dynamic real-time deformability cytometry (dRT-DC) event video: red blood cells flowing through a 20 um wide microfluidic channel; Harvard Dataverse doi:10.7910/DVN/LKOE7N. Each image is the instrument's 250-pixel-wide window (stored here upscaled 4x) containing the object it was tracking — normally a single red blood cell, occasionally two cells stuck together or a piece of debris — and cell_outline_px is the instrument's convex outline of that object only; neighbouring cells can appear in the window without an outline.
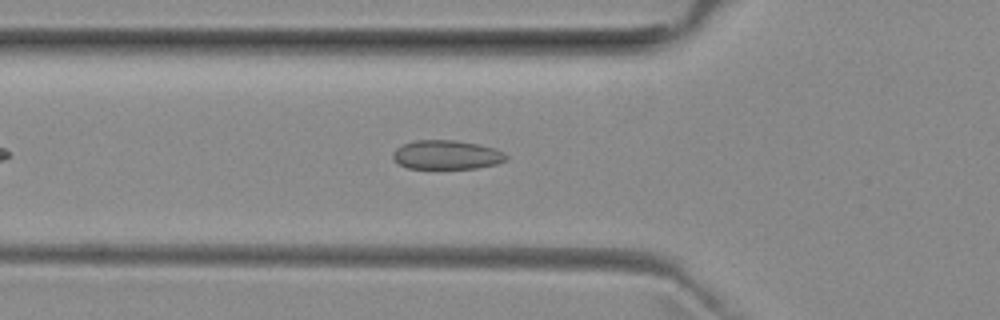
{"species": "common noctule bat (a hibernating species)", "species_latin": "Nyctalus noctula", "temperature_condition": "room temperature", "stored_images_in_passage": 38, "camera_frame_rate_fps": 3000, "um_per_image_px": 0.085, "animal": {"sex": "female", "body_mass_g": 29.2, "forearm_length_mm": 56.3}, "frame": {"image": 1, "passage_image": 8, "time_ms": 2.333, "image_size_px": [1000, 320], "cell_outline_px": [[508, 160], [496, 164], [476, 168], [408, 168], [392, 160], [392, 152], [396, 148], [404, 144], [416, 140], [456, 140], [496, 148], [504, 152], [508, 156]], "centroid_in_image_um": [37.97, 13.16], "position_along_channel_um": 87.8, "area_um2": 19.25}}
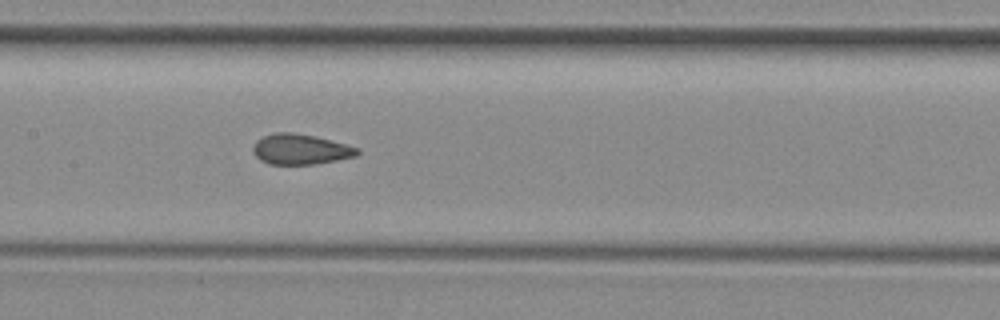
{"frame": {"image": 2, "passage_image": 15, "time_ms": 4.667, "image_size_px": [1000, 320], "cell_outline_px": [[360, 152], [356, 156], [316, 164], [268, 164], [260, 160], [252, 152], [252, 148], [256, 140], [264, 136], [276, 132], [292, 132], [312, 136], [360, 148]], "centroid_in_image_um": [25.51, 12.7], "position_along_channel_um": 181.9, "area_um2": 18.32}}
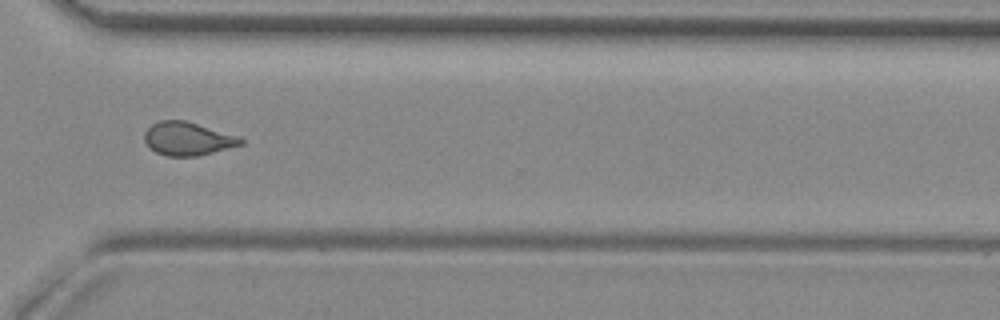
{"frame": {"image": 3, "passage_image": 28, "time_ms": 9.0, "image_size_px": [1000, 320], "cell_outline_px": [[244, 144], [196, 156], [168, 156], [156, 152], [144, 140], [144, 132], [152, 124], [160, 120], [184, 120], [240, 136], [244, 140]], "centroid_in_image_um": [15.97, 11.78], "position_along_channel_um": 354.6, "area_um2": 18.55}, "authors_computed_cell_mechanics": {"area_um2": 18.5538, "velocity_mm_per_s": 3.9967, "shape_relaxation_time_tau1_ms": null, "shape_relaxation_time_tau2_ms": 1.0421, "deformation_change_tau1": null, "deformation_change_tau2": 0.0723}}